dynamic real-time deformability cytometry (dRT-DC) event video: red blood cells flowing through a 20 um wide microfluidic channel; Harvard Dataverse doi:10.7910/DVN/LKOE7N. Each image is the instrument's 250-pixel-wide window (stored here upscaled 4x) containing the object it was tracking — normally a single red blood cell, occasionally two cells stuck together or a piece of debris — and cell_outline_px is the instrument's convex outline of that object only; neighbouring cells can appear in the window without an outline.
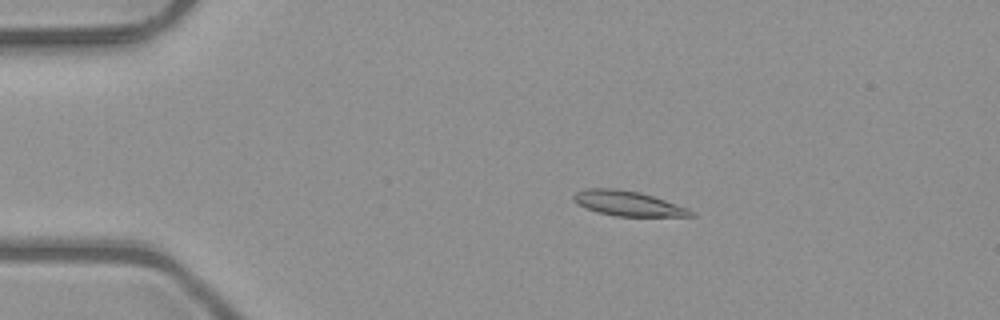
{"species": "common noctule bat (a hibernating species)", "species_latin": "Nyctalus noctula", "temperature_condition": "room temperature", "stored_images_in_passage": 5, "camera_frame_rate_fps": 3000, "um_per_image_px": 0.085, "animal": {"sex": "male", "body_mass_g": 23.1, "forearm_length_mm": 52.7}, "frame": {"image": 1, "passage_image": 3, "time_ms": 0.667, "image_size_px": [1000, 320], "cell_outline_px": [[696, 216], [616, 216], [600, 212], [588, 208], [572, 200], [572, 196], [576, 192], [584, 188], [616, 188], [640, 192], [688, 208], [696, 212]], "centroid_in_image_um": [53.39, 17.28], "position_along_channel_um": 31.6, "area_um2": 16.88}}
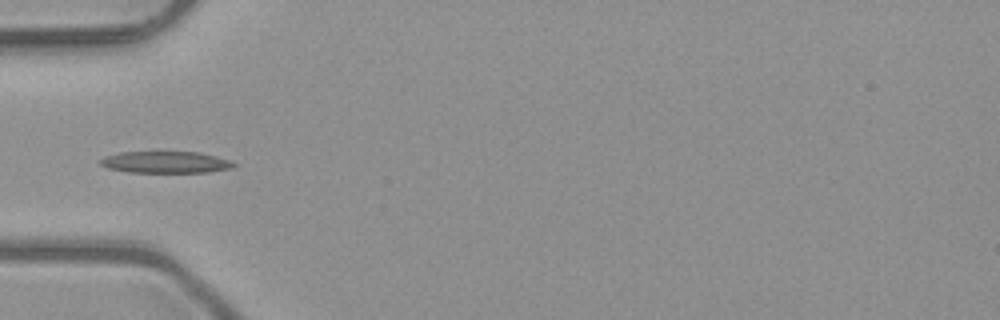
{"frame": {"image": 2, "passage_image": 5, "time_ms": 1.333, "image_size_px": [1000, 320], "cell_outline_px": [[236, 164], [232, 168], [208, 172], [128, 172], [108, 168], [100, 164], [100, 160], [104, 156], [120, 152], [200, 152], [216, 156], [228, 160]], "centroid_in_image_um": [14.06, 13.78], "position_along_channel_um": 70.9, "area_um2": 16.76}}